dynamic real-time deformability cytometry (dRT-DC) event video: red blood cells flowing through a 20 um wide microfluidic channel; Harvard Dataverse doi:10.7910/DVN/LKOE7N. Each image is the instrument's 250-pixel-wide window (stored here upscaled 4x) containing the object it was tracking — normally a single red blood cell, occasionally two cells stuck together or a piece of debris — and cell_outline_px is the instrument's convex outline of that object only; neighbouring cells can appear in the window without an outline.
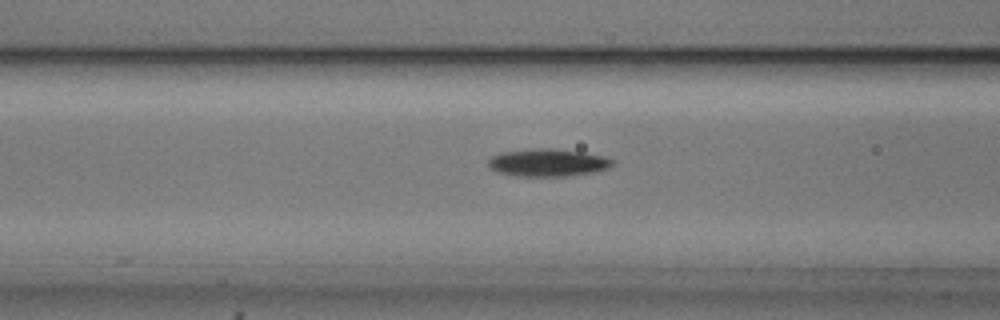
{"species": "common noctule bat (a hibernating species)", "species_latin": "Nyctalus noctula", "temperature_condition": "cold", "stored_images_in_passage": 38, "camera_frame_rate_fps": 3000, "um_per_image_px": 0.085, "animal": {"sex": "male", "body_mass_g": 20.5, "forearm_length_mm": 52.5}, "frame": {"image": 1, "passage_image": 5, "time_ms": 1.333, "image_size_px": [1000, 320], "cell_outline_px": [[612, 164], [608, 168], [592, 172], [568, 176], [516, 176], [496, 172], [488, 168], [488, 160], [492, 156], [500, 152], [540, 148], [548, 148], [580, 152], [604, 156], [612, 160]], "centroid_in_image_um": [46.49, 13.83], "position_along_channel_um": 120.1, "area_um2": 19.83}}
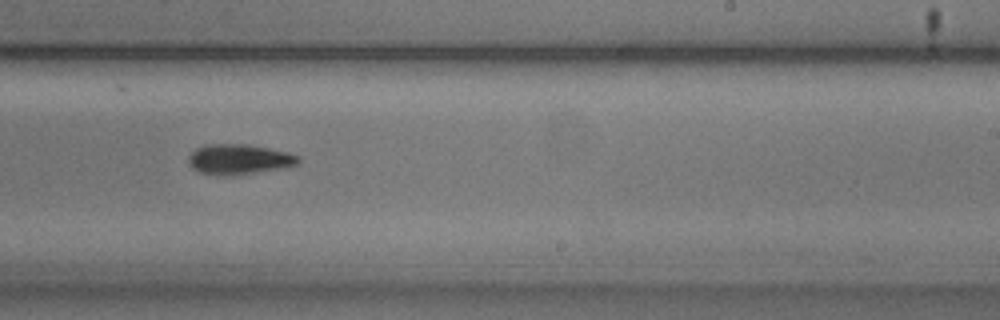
{"frame": {"image": 2, "passage_image": 17, "time_ms": 5.333, "image_size_px": [1000, 320], "cell_outline_px": [[300, 164], [284, 168], [224, 176], [220, 176], [200, 172], [192, 168], [188, 160], [188, 156], [196, 148], [208, 144], [248, 144], [288, 152], [300, 156]], "centroid_in_image_um": [20.34, 13.53], "position_along_channel_um": 268.7, "area_um2": 19.36}}
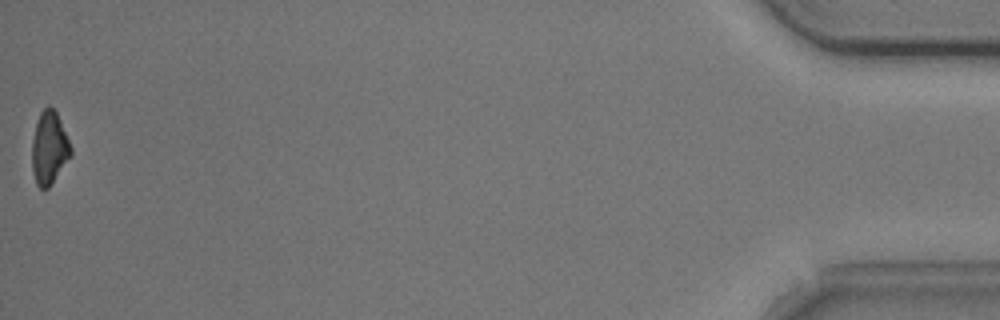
{"frame": {"image": 3, "passage_image": 38, "time_ms": 12.333, "image_size_px": [1000, 320], "cell_outline_px": [[72, 156], [48, 188], [40, 188], [36, 184], [32, 172], [32, 140], [36, 124], [40, 112], [48, 104], [56, 112], [60, 120], [72, 148]], "centroid_in_image_um": [4.18, 12.59], "position_along_channel_um": 431.0, "area_um2": 16.53}, "authors_computed_cell_mechanics": {"area_um2": 18.0914, "velocity_mm_per_s": 3.7204, "shape_relaxation_time_tau1_ms": 1.8383, "shape_relaxation_time_tau2_ms": null, "deformation_change_tau1": 0.1032, "deformation_change_tau2": null}}